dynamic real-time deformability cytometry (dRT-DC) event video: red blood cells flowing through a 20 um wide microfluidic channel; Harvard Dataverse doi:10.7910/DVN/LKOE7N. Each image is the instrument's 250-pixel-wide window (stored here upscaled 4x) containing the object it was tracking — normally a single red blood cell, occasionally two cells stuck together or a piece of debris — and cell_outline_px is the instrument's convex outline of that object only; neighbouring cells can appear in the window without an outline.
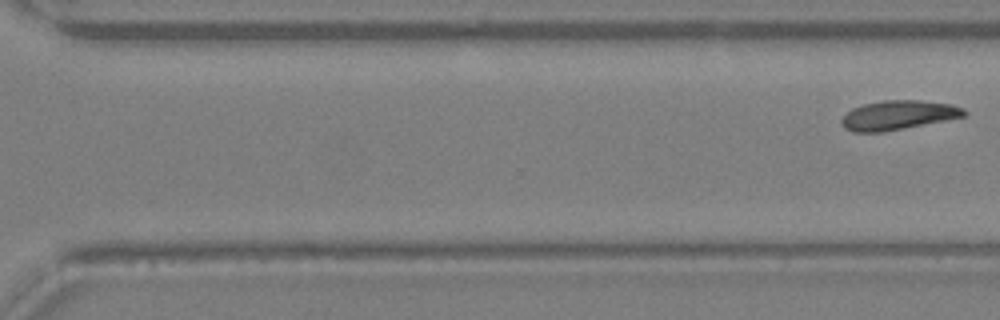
{"species": "Egyptian fruit bat (a non-hibernating species)", "species_latin": "Rousettus aegyptiacus", "temperature_condition": "warm", "stored_images_in_passage": 22, "segment_of_instrument_passage": [2, 2], "camera_frame_rate_fps": 3000, "um_per_image_px": 0.085, "animal": {"sex": "female"}, "frame": {"image": 1, "passage_image": 22, "time_ms": 7.0, "image_size_px": [1000, 320], "cell_outline_px": [[968, 112], [964, 116], [884, 132], [852, 132], [844, 128], [840, 120], [852, 108], [864, 104], [884, 100], [920, 100], [952, 104], [964, 108]], "centroid_in_image_um": [76.33, 9.78], "position_along_channel_um": 294.3, "area_um2": 20.81}}